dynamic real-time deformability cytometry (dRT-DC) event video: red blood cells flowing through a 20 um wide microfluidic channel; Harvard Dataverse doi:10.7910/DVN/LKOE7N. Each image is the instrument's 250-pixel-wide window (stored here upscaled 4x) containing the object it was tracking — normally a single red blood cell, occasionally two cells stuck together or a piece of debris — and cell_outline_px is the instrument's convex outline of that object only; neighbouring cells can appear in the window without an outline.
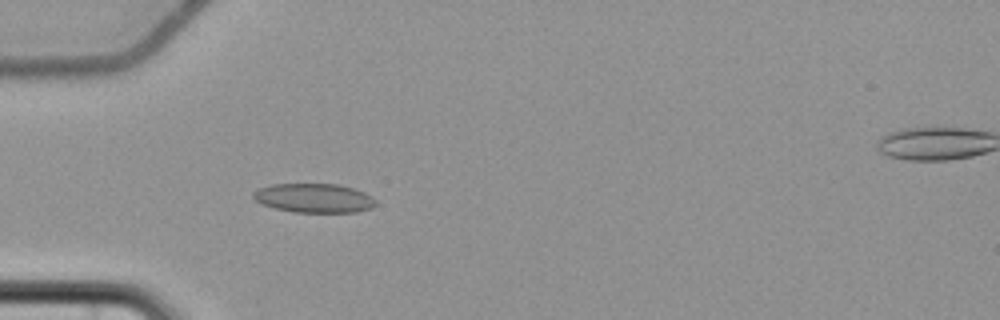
{"species": "common noctule bat (a hibernating species)", "species_latin": "Nyctalus noctula", "temperature_condition": "cold", "stored_images_in_passage": 7, "camera_frame_rate_fps": 3000, "um_per_image_px": 0.085, "animal": {"sex": "female", "body_mass_g": 22.7, "forearm_length_mm": 54.2}, "frame": {"image": 1, "passage_image": 6, "time_ms": 6.0, "image_size_px": [1000, 320], "cell_outline_px": [[376, 204], [372, 208], [356, 212], [296, 212], [276, 208], [260, 204], [252, 196], [252, 192], [260, 188], [272, 184], [336, 184], [352, 188], [364, 192], [372, 196], [376, 200]], "centroid_in_image_um": [26.7, 16.83], "position_along_channel_um": 58.3, "area_um2": 20.75}}